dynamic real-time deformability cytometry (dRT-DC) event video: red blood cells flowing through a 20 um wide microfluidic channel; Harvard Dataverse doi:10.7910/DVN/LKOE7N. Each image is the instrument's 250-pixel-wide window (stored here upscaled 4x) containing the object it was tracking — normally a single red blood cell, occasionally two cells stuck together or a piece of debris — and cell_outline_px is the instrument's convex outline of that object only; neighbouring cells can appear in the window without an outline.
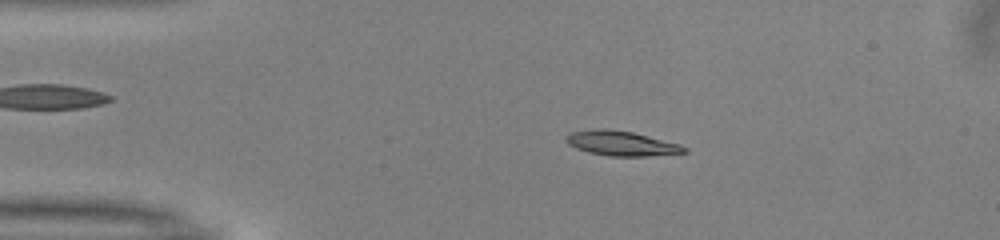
{"species": "common noctule bat (a hibernating species)", "species_latin": "Nyctalus noctula", "temperature_condition": "warm", "stored_images_in_passage": 51, "camera_frame_rate_fps": 3000, "um_per_image_px": 0.085, "animal": {"sex": "male", "body_mass_g": 13.0, "forearm_length_mm": 53.1}, "frame": {"image": 1, "passage_image": 10, "time_ms": 3.0, "image_size_px": [1000, 240], "cell_outline_px": [[688, 152], [648, 156], [608, 156], [588, 152], [576, 148], [568, 144], [564, 140], [564, 136], [572, 132], [596, 128], [608, 128], [632, 132], [680, 144], [688, 148]], "centroid_in_image_um": [52.79, 12.18], "position_along_channel_um": 32.2, "area_um2": 17.17}}
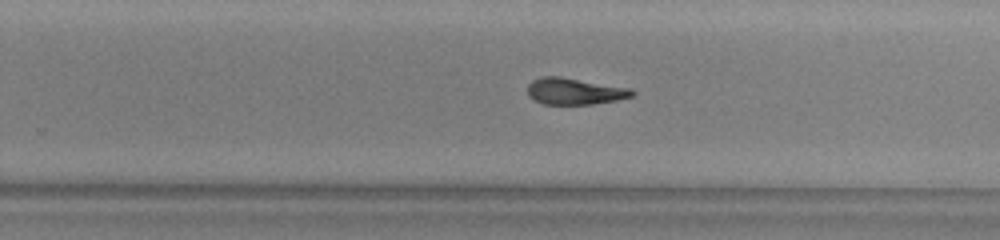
{"frame": {"image": 2, "passage_image": 32, "time_ms": 10.333, "image_size_px": [1000, 240], "cell_outline_px": [[636, 92], [632, 96], [616, 100], [592, 104], [544, 104], [532, 100], [528, 96], [528, 84], [532, 80], [540, 76], [560, 76], [632, 88]], "centroid_in_image_um": [48.82, 7.75], "position_along_channel_um": 281.0, "area_um2": 16.36}}
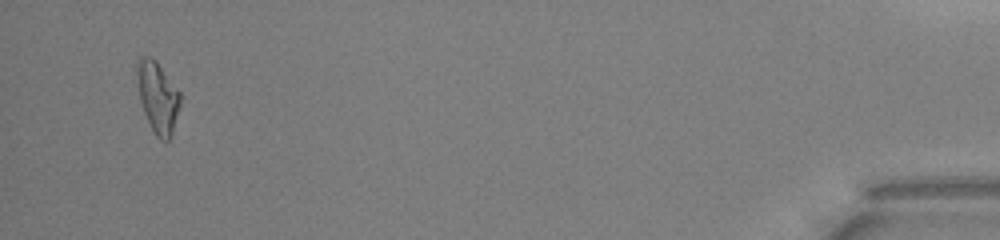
{"frame": {"image": 3, "passage_image": 49, "time_ms": 16.0, "image_size_px": [1000, 240], "cell_outline_px": [[180, 104], [172, 132], [168, 140], [160, 140], [156, 136], [144, 112], [140, 100], [136, 72], [136, 60], [140, 56], [152, 56], [156, 60], [180, 92]], "centroid_in_image_um": [13.39, 8.2], "position_along_channel_um": 421.8, "area_um2": 17.74}, "authors_computed_cell_mechanics": {"area_um2": 16.5886, "velocity_mm_per_s": 4.0073, "shape_relaxation_time_tau1_ms": null, "shape_relaxation_time_tau2_ms": 7.7797, "deformation_change_tau1": null, "deformation_change_tau2": 0.1697}}